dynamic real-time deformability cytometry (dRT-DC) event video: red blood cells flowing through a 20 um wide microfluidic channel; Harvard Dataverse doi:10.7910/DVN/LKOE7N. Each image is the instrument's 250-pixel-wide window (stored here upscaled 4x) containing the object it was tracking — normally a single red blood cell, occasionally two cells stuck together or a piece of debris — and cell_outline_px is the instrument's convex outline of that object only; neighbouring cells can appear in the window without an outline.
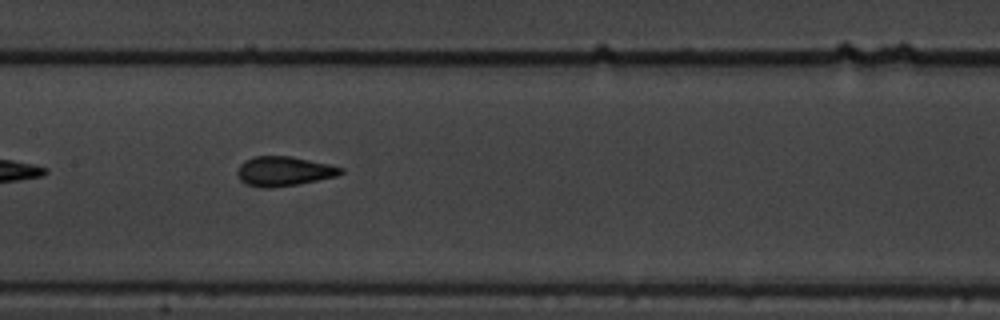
{"species": "common noctule bat (a hibernating species)", "species_latin": "Nyctalus noctula", "temperature_condition": "warm", "stored_images_in_passage": 14, "camera_frame_rate_fps": 3000, "um_per_image_px": 0.085, "animal": {"sex": "male", "body_mass_g": 19.5, "forearm_length_mm": 54.6}, "frame": {"image": 1, "passage_image": 7, "time_ms": 2.0, "image_size_px": [1000, 320], "cell_outline_px": [[344, 172], [336, 176], [296, 184], [272, 188], [260, 188], [244, 184], [240, 180], [236, 172], [240, 164], [244, 160], [256, 156], [292, 156], [328, 164], [344, 168]], "centroid_in_image_um": [24.08, 14.56], "position_along_channel_um": 183.3, "area_um2": 17.86}}
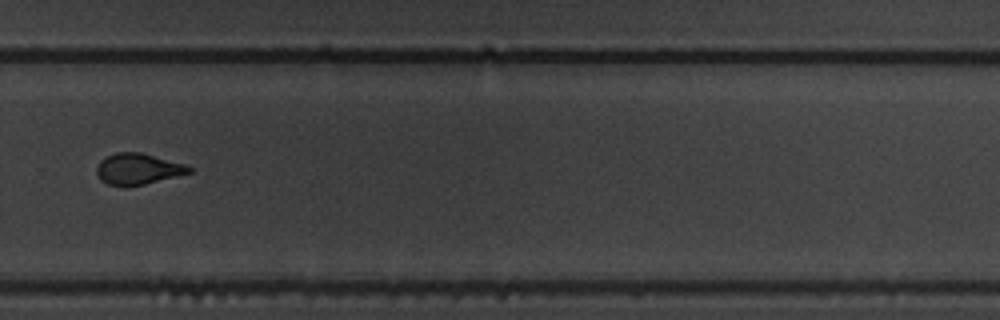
{"frame": {"image": 2, "passage_image": 10, "time_ms": 3.0, "image_size_px": [1000, 320], "cell_outline_px": [[192, 172], [144, 184], [124, 188], [108, 184], [100, 180], [96, 172], [96, 168], [100, 160], [116, 152], [140, 152], [184, 164], [192, 168]], "centroid_in_image_um": [11.68, 14.38], "position_along_channel_um": 318.1, "area_um2": 16.76}}
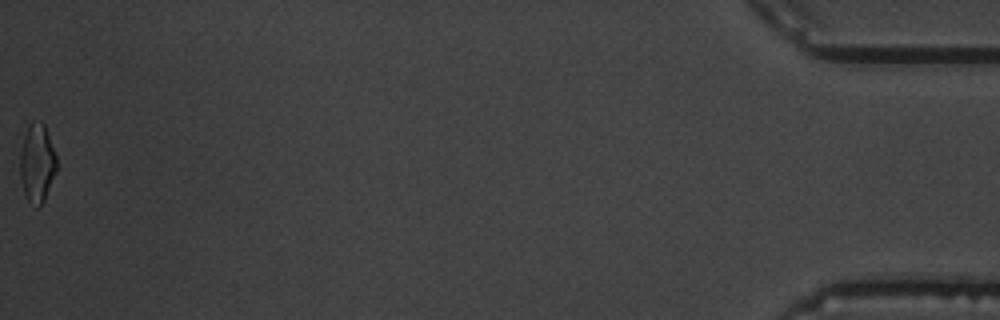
{"frame": {"image": 3, "passage_image": 14, "time_ms": 4.333, "image_size_px": [1000, 320], "cell_outline_px": [[56, 172], [44, 200], [36, 208], [28, 200], [24, 192], [20, 176], [20, 152], [24, 136], [28, 124], [32, 120], [40, 120], [44, 124], [56, 156]], "centroid_in_image_um": [3.14, 13.83], "position_along_channel_um": 432.1, "area_um2": 16.65}}